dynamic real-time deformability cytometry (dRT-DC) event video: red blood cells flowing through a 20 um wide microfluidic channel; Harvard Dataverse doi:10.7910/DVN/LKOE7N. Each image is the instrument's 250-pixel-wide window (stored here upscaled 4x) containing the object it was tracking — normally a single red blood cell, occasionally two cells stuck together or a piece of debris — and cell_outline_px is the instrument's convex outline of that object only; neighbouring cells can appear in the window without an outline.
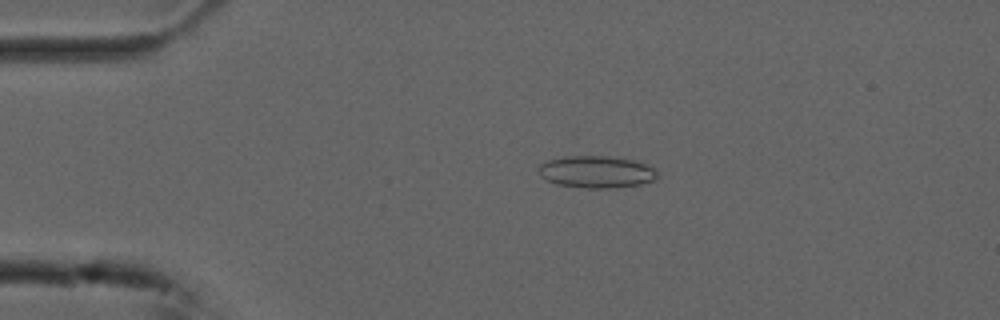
{"species": "common noctule bat (a hibernating species)", "species_latin": "Nyctalus noctula", "temperature_condition": "cold", "stored_images_in_passage": 54, "camera_frame_rate_fps": 3000, "um_per_image_px": 0.085, "animal": {"sex": "male", "forearm_length_mm": 52.5}, "frame": {"image": 1, "passage_image": 11, "time_ms": 3.333, "image_size_px": [1000, 320], "cell_outline_px": [[660, 176], [656, 180], [640, 184], [608, 188], [588, 188], [556, 184], [540, 176], [536, 168], [540, 164], [548, 160], [564, 156], [608, 156], [632, 160], [656, 168]], "centroid_in_image_um": [50.7, 14.6], "position_along_channel_um": 34.3, "area_um2": 22.31}}
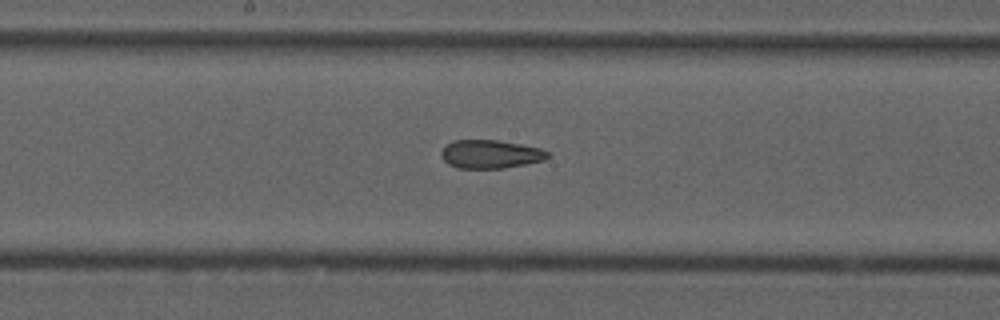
{"frame": {"image": 2, "passage_image": 28, "time_ms": 9.0, "image_size_px": [1000, 320], "cell_outline_px": [[548, 156], [544, 160], [504, 168], [460, 168], [448, 164], [444, 160], [440, 152], [452, 140], [496, 140], [520, 144], [540, 148], [548, 152]], "centroid_in_image_um": [41.67, 13.1], "position_along_channel_um": 206.5, "area_um2": 17.4}}
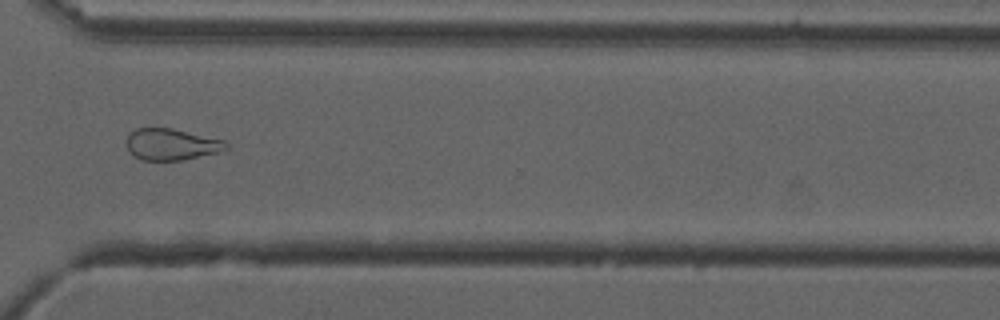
{"frame": {"image": 3, "passage_image": 40, "time_ms": 13.0, "image_size_px": [1000, 320], "cell_outline_px": [[228, 148], [216, 152], [184, 160], [140, 160], [128, 148], [128, 136], [136, 128], [172, 128], [224, 140], [228, 144]], "centroid_in_image_um": [14.59, 12.27], "position_along_channel_um": 356.0, "area_um2": 17.92}, "authors_computed_cell_mechanics": {"area_um2": 20.7213, "velocity_mm_per_s": 3.7537, "shape_relaxation_time_tau1_ms": null, "shape_relaxation_time_tau2_ms": 3.8827, "deformation_change_tau1": null, "deformation_change_tau2": 0.103}}